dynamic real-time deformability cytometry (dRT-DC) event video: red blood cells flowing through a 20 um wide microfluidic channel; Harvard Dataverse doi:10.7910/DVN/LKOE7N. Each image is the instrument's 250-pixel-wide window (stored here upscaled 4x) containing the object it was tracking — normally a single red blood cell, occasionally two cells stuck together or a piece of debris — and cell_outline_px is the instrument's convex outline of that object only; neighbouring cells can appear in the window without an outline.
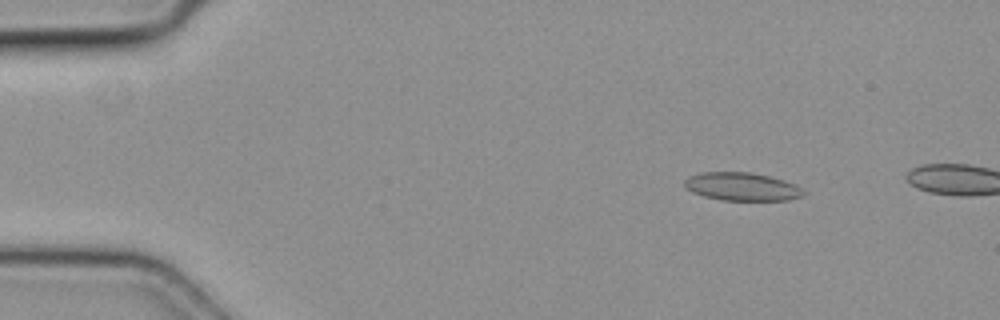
{"species": "common noctule bat (a hibernating species)", "species_latin": "Nyctalus noctula", "temperature_condition": "cold", "stored_images_in_passage": 13, "camera_frame_rate_fps": 3000, "um_per_image_px": 0.085, "animal": {"sex": "female", "body_mass_g": 19.3, "forearm_length_mm": 54.1}, "frame": {"image": 1, "passage_image": 8, "time_ms": 2.333, "image_size_px": [1000, 320], "cell_outline_px": [[808, 192], [804, 196], [788, 200], [724, 200], [704, 196], [692, 192], [684, 188], [684, 180], [688, 176], [700, 172], [752, 172], [784, 180], [796, 184]], "centroid_in_image_um": [63.08, 15.86], "position_along_channel_um": 21.9, "area_um2": 19.77}}